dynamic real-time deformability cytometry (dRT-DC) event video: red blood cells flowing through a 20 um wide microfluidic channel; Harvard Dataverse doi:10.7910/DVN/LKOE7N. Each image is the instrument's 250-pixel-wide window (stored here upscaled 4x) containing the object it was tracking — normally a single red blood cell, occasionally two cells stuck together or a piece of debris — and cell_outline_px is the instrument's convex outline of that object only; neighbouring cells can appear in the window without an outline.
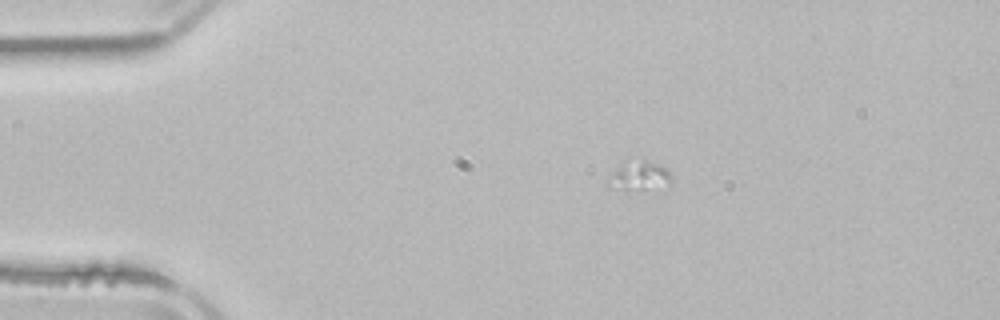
{"species": "common noctule bat (a hibernating species)", "species_latin": "Nyctalus noctula", "temperature_condition": "room temperature", "stored_images_in_passage": 2, "camera_frame_rate_fps": 3000, "um_per_image_px": 0.085, "animal": {"sex": "male", "body_mass_g": 21.5, "forearm_length_mm": 52.0}, "frame": {"image": 1, "passage_image": 1, "time_ms": 0.0, "image_size_px": [1000, 320], "cell_outline_px": [[672, 180], [668, 184], [644, 188], [608, 188], [608, 184], [616, 168], [628, 156], [660, 164], [672, 176]], "centroid_in_image_um": [54.32, 14.85], "position_along_channel_um": 30.7, "area_um2": 10.46}}